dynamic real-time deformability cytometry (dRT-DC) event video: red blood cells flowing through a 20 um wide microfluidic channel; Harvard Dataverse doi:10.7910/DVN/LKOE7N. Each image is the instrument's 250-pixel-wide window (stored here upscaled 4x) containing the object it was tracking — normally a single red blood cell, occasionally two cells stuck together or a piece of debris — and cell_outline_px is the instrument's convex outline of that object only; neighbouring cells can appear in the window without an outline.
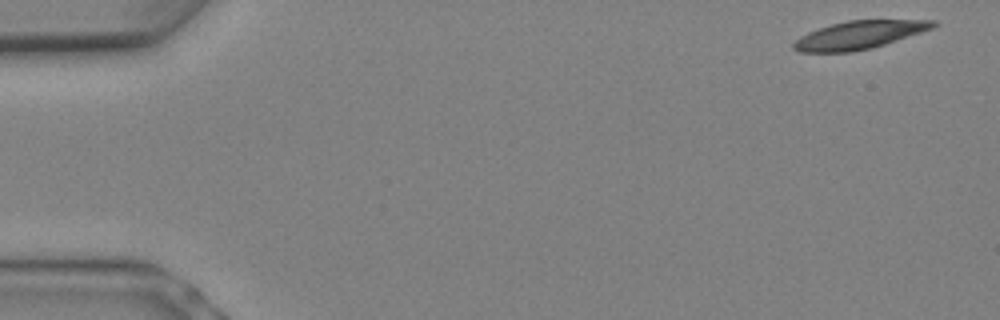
{"species": "Egyptian fruit bat (a non-hibernating species)", "species_latin": "Rousettus aegyptiacus", "temperature_condition": "warm", "stored_images_in_passage": 8, "camera_frame_rate_fps": 3000, "um_per_image_px": 0.085, "animal": {"sex": "female"}, "frame": {"image": 1, "passage_image": 1, "time_ms": 0.0, "image_size_px": [1000, 320], "cell_outline_px": [[940, 24], [932, 28], [884, 44], [852, 52], [800, 52], [792, 48], [792, 44], [800, 36], [808, 32], [832, 24], [848, 20], [936, 20]], "centroid_in_image_um": [73.01, 2.97], "position_along_channel_um": 12.0, "area_um2": 22.48}}
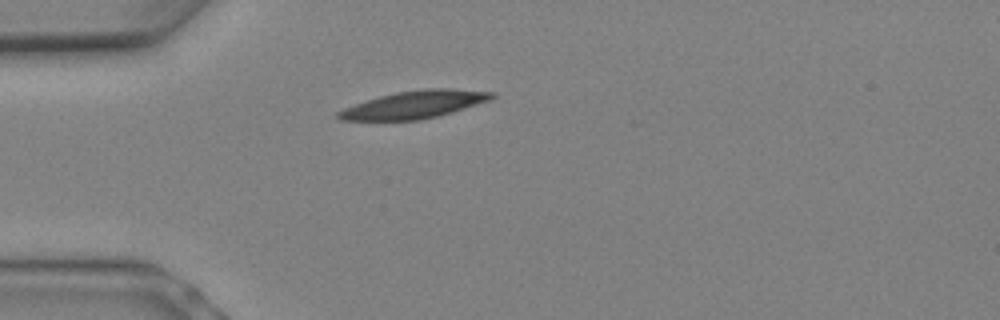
{"frame": {"image": 2, "passage_image": 6, "time_ms": 1.667, "image_size_px": [1000, 320], "cell_outline_px": [[496, 96], [492, 100], [440, 116], [420, 120], [340, 120], [336, 116], [336, 112], [344, 108], [380, 96], [396, 92], [424, 88], [452, 88], [496, 92]], "centroid_in_image_um": [35.31, 8.88], "position_along_channel_um": 49.7, "area_um2": 24.85}}
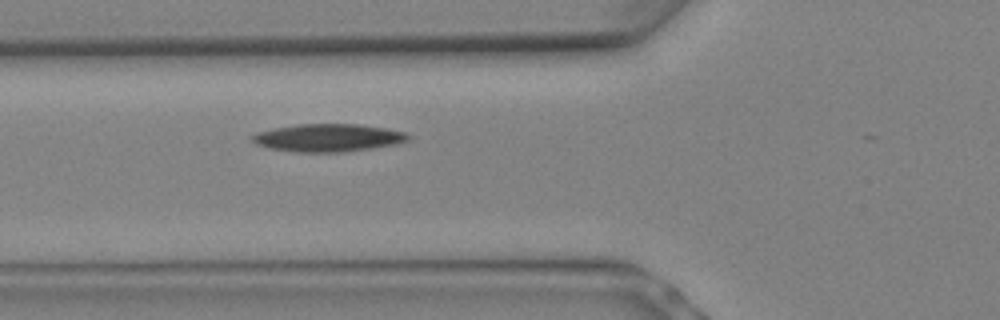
{"frame": {"image": 3, "passage_image": 8, "time_ms": 2.333, "image_size_px": [1000, 320], "cell_outline_px": [[412, 136], [408, 140], [400, 144], [372, 148], [340, 152], [296, 152], [268, 148], [256, 144], [248, 140], [248, 136], [260, 132], [276, 128], [296, 124], [356, 124], [384, 128], [404, 132]], "centroid_in_image_um": [27.87, 11.72], "position_along_channel_um": 97.9, "area_um2": 25.32}}